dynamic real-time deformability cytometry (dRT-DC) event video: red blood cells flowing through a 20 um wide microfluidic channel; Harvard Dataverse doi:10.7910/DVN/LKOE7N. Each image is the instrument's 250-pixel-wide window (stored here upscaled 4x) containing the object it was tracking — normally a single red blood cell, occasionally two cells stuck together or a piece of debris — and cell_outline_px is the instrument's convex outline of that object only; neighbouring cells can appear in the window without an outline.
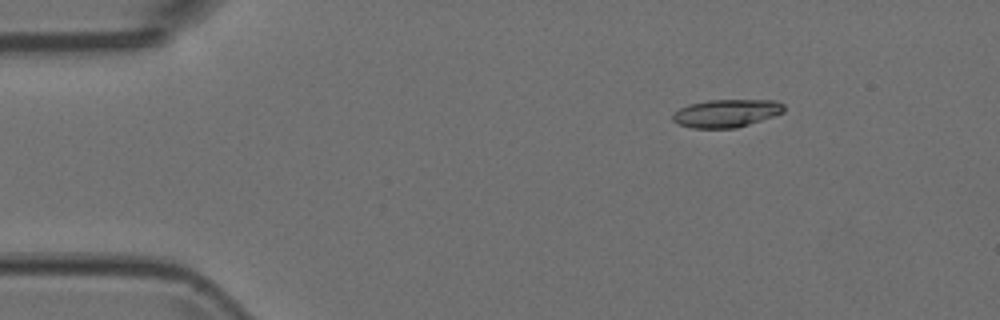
{"species": "Egyptian fruit bat (a non-hibernating species)", "species_latin": "Rousettus aegyptiacus", "temperature_condition": "room temperature", "stored_images_in_passage": 3, "camera_frame_rate_fps": 3000, "um_per_image_px": 0.085, "animal": {"sex": "female"}, "frame": {"image": 1, "passage_image": 1, "time_ms": 0.0, "image_size_px": [1000, 320], "cell_outline_px": [[784, 112], [736, 128], [692, 128], [680, 124], [672, 120], [672, 116], [680, 108], [688, 104], [708, 100], [776, 100], [784, 104]], "centroid_in_image_um": [61.74, 9.62], "position_along_channel_um": 23.3, "area_um2": 17.92}}